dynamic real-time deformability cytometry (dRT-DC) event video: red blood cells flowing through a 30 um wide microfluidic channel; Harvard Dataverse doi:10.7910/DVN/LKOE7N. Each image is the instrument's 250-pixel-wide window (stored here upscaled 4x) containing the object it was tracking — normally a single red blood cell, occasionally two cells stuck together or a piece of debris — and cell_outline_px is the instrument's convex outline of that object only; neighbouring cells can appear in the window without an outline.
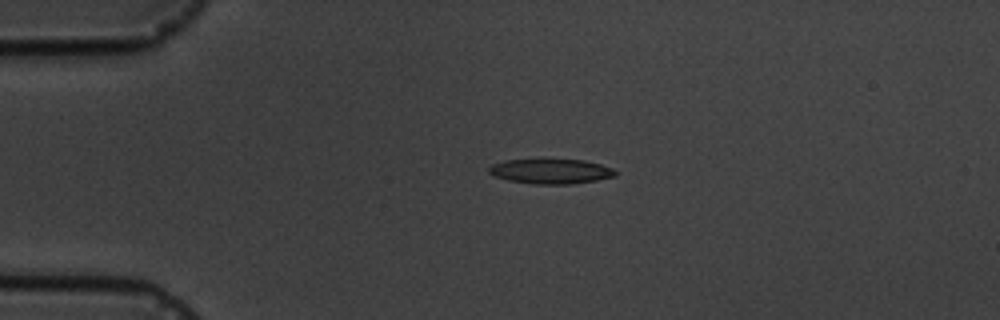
{"species": "common noctule bat (a hibernating species)", "species_latin": "Nyctalus noctula", "temperature_condition": "cold", "stored_images_in_passage": 4, "camera_frame_rate_fps": 3000, "um_per_image_px": 0.085, "animal": {"sex": "male", "body_mass_g": 19.5, "forearm_length_mm": 54.6}, "frame": {"image": 1, "passage_image": 3, "time_ms": 2.333, "image_size_px": [1000, 320], "cell_outline_px": [[616, 176], [596, 180], [572, 184], [532, 184], [508, 180], [496, 176], [488, 172], [488, 168], [492, 164], [504, 160], [540, 156], [544, 156], [584, 160], [600, 164], [612, 168], [616, 172]], "centroid_in_image_um": [46.78, 14.5], "position_along_channel_um": 38.2, "area_um2": 19.36}}